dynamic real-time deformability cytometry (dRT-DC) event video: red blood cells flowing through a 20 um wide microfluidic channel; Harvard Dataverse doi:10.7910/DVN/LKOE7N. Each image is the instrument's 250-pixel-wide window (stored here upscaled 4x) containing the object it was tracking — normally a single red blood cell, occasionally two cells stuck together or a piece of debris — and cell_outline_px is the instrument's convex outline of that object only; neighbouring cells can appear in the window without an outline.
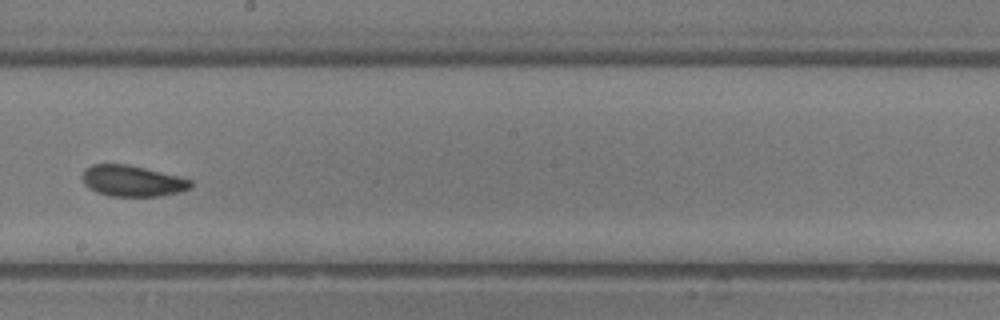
{"species": "common noctule bat (a hibernating species)", "species_latin": "Nyctalus noctula", "temperature_condition": "room temperature", "stored_images_in_passage": 38, "camera_frame_rate_fps": 3000, "um_per_image_px": 0.085, "animal": {"sex": "male", "body_mass_g": 13.3}, "frame": {"image": 1, "passage_image": 17, "time_ms": 5.333, "image_size_px": [1000, 320], "cell_outline_px": [[192, 188], [180, 192], [160, 196], [108, 196], [96, 192], [88, 188], [84, 184], [84, 168], [92, 164], [128, 164], [192, 180]], "centroid_in_image_um": [11.24, 15.39], "position_along_channel_um": 237.0, "area_um2": 19.54}}
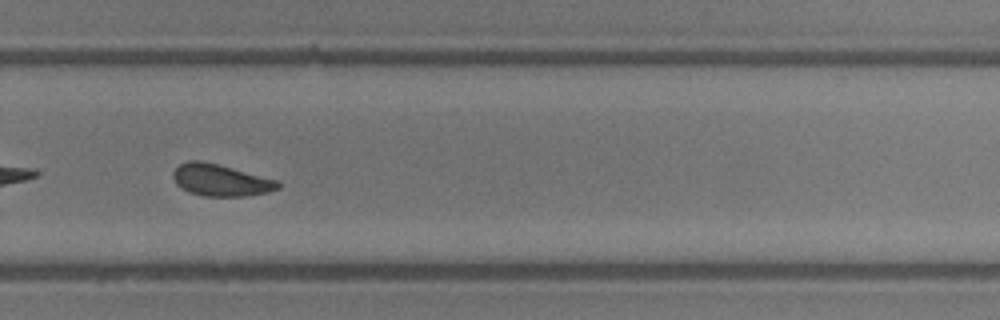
{"frame": {"image": 2, "passage_image": 22, "time_ms": 7.0, "image_size_px": [1000, 320], "cell_outline_px": [[280, 188], [268, 192], [248, 196], [204, 196], [188, 192], [176, 184], [172, 176], [172, 172], [180, 164], [188, 160], [200, 160], [220, 164], [276, 180], [280, 184]], "centroid_in_image_um": [18.73, 15.31], "position_along_channel_um": 311.1, "area_um2": 19.54}, "authors_computed_cell_mechanics": {"area_um2": 19.5653, "velocity_mm_per_s": 4.469, "shape_relaxation_time_tau1_ms": 2.3867, "shape_relaxation_time_tau2_ms": 2.7932, "deformation_change_tau1": 0.1089, "deformation_change_tau2": 0.0963}}